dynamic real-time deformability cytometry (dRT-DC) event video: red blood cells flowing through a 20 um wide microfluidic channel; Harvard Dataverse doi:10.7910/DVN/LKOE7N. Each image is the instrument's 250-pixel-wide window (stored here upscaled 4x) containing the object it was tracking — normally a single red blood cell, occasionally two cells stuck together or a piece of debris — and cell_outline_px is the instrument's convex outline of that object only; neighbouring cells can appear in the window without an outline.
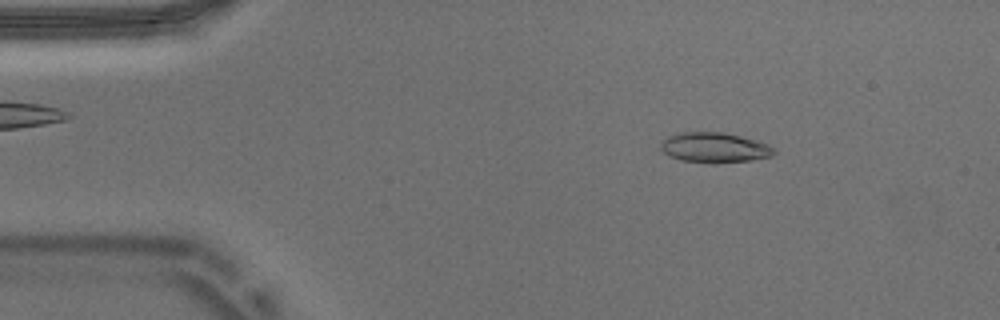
{"species": "Egyptian fruit bat (a non-hibernating species)", "species_latin": "Rousettus aegyptiacus", "temperature_condition": "warm", "stored_images_in_passage": 53, "camera_frame_rate_fps": 3000, "um_per_image_px": 0.085, "animal": {"sex": "male"}, "frame": {"image": 1, "passage_image": 7, "time_ms": 2.0, "image_size_px": [1000, 320], "cell_outline_px": [[776, 152], [772, 156], [748, 160], [680, 160], [664, 152], [660, 148], [660, 144], [668, 136], [680, 132], [724, 132], [756, 140], [768, 144]], "centroid_in_image_um": [60.72, 12.48], "position_along_channel_um": 24.3, "area_um2": 18.84}}
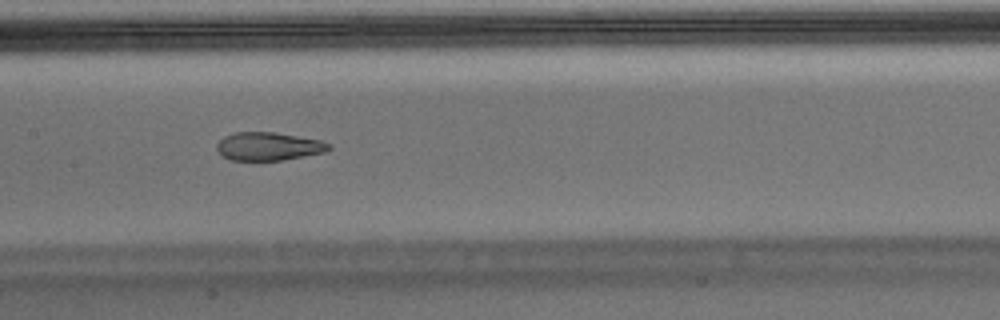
{"frame": {"image": 2, "passage_image": 25, "time_ms": 8.0, "image_size_px": [1000, 320], "cell_outline_px": [[332, 148], [324, 152], [280, 160], [228, 160], [220, 156], [216, 148], [216, 144], [224, 136], [236, 132], [276, 132], [320, 140], [332, 144]], "centroid_in_image_um": [22.79, 12.44], "position_along_channel_um": 184.6, "area_um2": 18.5}}
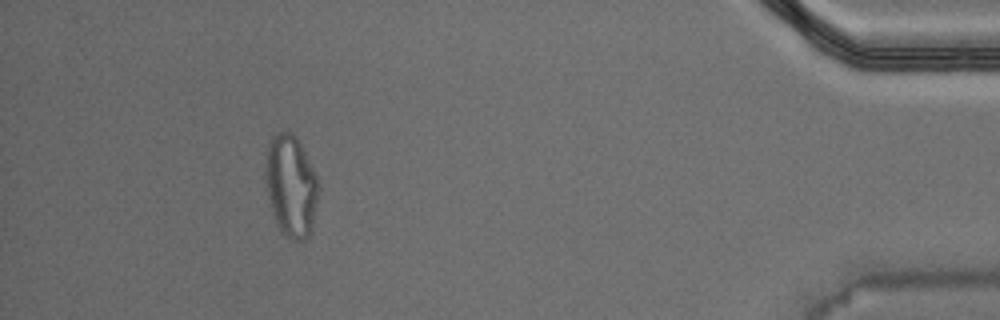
{"frame": {"image": 3, "passage_image": 48, "time_ms": 15.667, "image_size_px": [1000, 320], "cell_outline_px": [[320, 188], [312, 232], [304, 240], [292, 240], [276, 224], [272, 212], [264, 180], [264, 172], [268, 144], [272, 136], [276, 132], [292, 132], [296, 136], [316, 172]], "centroid_in_image_um": [24.75, 15.79], "position_along_channel_um": 410.5, "area_um2": 31.96}, "authors_computed_cell_mechanics": {"area_um2": 20.1722, "velocity_mm_per_s": 3.733, "shape_relaxation_time_tau1_ms": null, "shape_relaxation_time_tau2_ms": 1.6102, "deformation_change_tau1": null, "deformation_change_tau2": 0.0936}}